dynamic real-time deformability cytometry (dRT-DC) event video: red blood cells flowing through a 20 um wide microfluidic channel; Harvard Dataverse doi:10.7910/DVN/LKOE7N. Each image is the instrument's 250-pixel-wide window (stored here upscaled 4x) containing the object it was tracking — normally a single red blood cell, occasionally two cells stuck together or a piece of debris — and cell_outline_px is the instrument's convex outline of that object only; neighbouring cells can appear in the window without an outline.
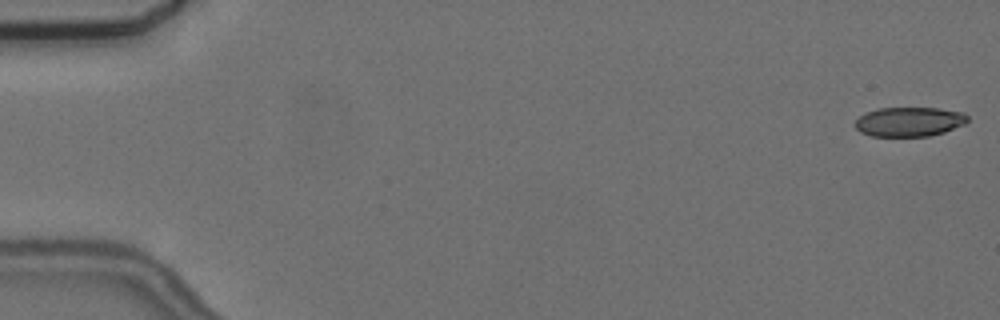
{"species": "common noctule bat (a hibernating species)", "species_latin": "Nyctalus noctula", "temperature_condition": "cold", "stored_images_in_passage": 6, "camera_frame_rate_fps": 3000, "um_per_image_px": 0.085, "animal": {"sex": "female", "body_mass_g": 24.6, "forearm_length_mm": 56.2}, "frame": {"image": 1, "passage_image": 1, "time_ms": 0.0, "image_size_px": [1000, 320], "cell_outline_px": [[968, 120], [964, 124], [944, 132], [928, 136], [872, 136], [860, 132], [852, 124], [864, 112], [880, 108], [940, 108], [964, 112], [968, 116]], "centroid_in_image_um": [77.27, 10.34], "position_along_channel_um": 7.7, "area_um2": 19.42}}
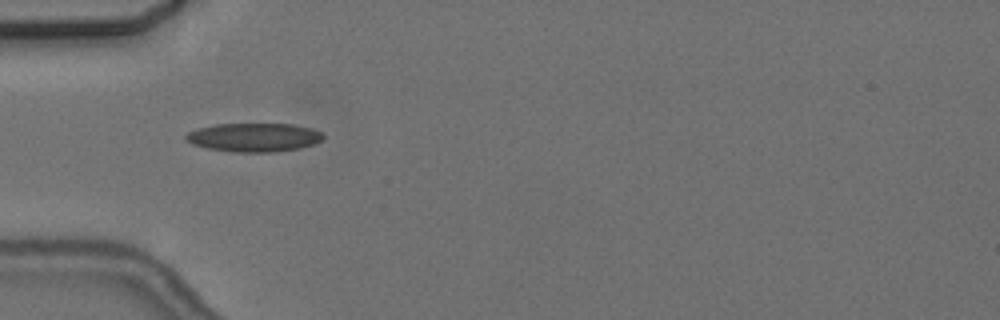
{"frame": {"image": 2, "passage_image": 5, "time_ms": 5.667, "image_size_px": [1000, 320], "cell_outline_px": [[324, 136], [316, 144], [300, 148], [276, 152], [232, 152], [208, 148], [192, 144], [184, 140], [184, 136], [188, 132], [196, 128], [216, 124], [292, 124], [312, 128], [320, 132]], "centroid_in_image_um": [21.56, 11.68], "position_along_channel_um": 63.4, "area_um2": 23.12}}
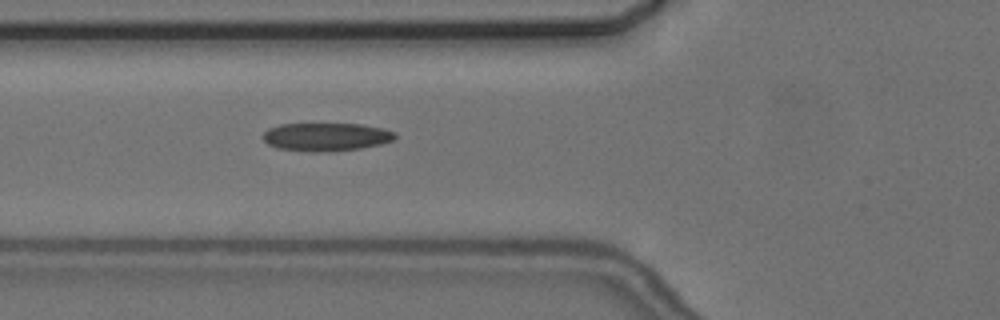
{"frame": {"image": 3, "passage_image": 6, "time_ms": 6.667, "image_size_px": [1000, 320], "cell_outline_px": [[396, 136], [392, 140], [380, 144], [360, 148], [316, 152], [312, 152], [276, 148], [268, 144], [264, 140], [264, 132], [268, 128], [280, 124], [360, 124], [384, 128], [396, 132]], "centroid_in_image_um": [27.71, 11.62], "position_along_channel_um": 98.1, "area_um2": 21.56}}